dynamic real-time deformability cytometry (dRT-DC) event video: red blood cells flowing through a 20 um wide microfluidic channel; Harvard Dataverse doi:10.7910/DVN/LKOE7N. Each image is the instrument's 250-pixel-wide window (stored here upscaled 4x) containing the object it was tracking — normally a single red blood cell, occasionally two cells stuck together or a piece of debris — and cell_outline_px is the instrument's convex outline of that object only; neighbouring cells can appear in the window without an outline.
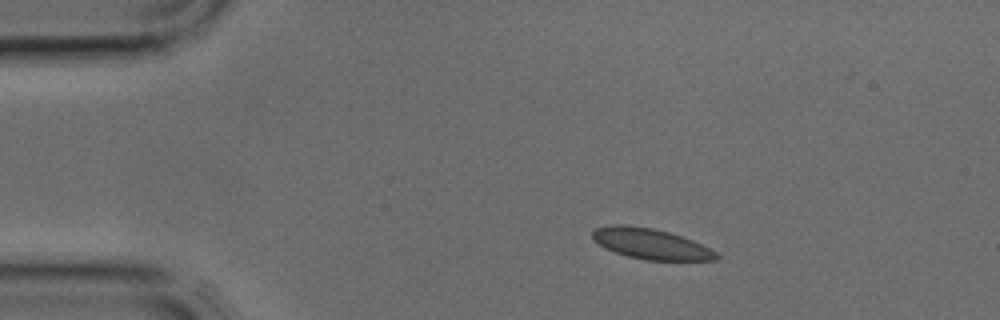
{"species": "common noctule bat (a hibernating species)", "species_latin": "Nyctalus noctula", "temperature_condition": "cold", "stored_images_in_passage": 2, "camera_frame_rate_fps": 3000, "um_per_image_px": 0.085, "animal": {"sex": "male", "body_mass_g": 17.9, "forearm_length_mm": 54.2}, "frame": {"image": 1, "passage_image": 1, "time_ms": 0.0, "image_size_px": [1000, 320], "cell_outline_px": [[720, 256], [716, 260], [648, 260], [628, 256], [616, 252], [592, 240], [592, 232], [596, 228], [612, 224], [624, 224], [652, 228], [668, 232], [692, 240], [716, 252]], "centroid_in_image_um": [55.3, 20.71], "position_along_channel_um": 29.7, "area_um2": 21.73}}